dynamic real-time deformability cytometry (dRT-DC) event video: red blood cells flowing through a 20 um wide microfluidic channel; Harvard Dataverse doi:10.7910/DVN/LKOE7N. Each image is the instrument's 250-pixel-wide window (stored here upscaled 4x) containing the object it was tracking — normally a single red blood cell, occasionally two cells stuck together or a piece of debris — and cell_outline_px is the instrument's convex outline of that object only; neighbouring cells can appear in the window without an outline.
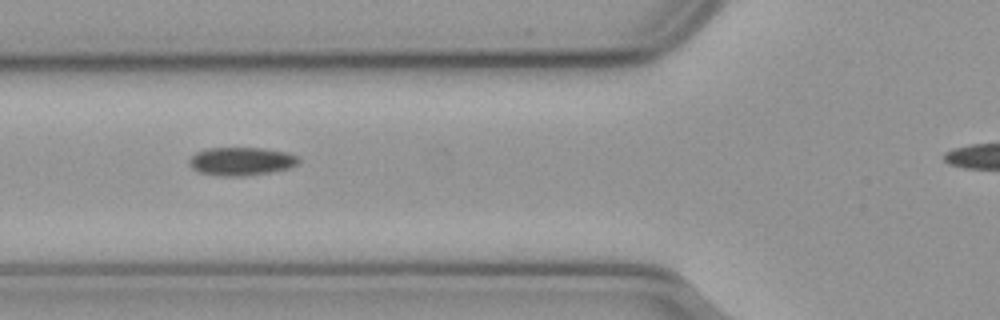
{"species": "common noctule bat (a hibernating species)", "species_latin": "Nyctalus noctula", "temperature_condition": "cold", "stored_images_in_passage": 23, "camera_frame_rate_fps": 3000, "um_per_image_px": 0.085, "animal": {"sex": "male", "body_mass_g": 23.1, "forearm_length_mm": 52.7}, "frame": {"image": 1, "passage_image": 4, "time_ms": 1.0, "image_size_px": [1000, 320], "cell_outline_px": [[300, 160], [296, 164], [288, 168], [268, 172], [244, 176], [220, 176], [200, 172], [192, 168], [188, 164], [188, 160], [196, 152], [204, 148], [264, 148], [288, 152], [296, 156]], "centroid_in_image_um": [20.47, 13.7], "position_along_channel_um": 105.3, "area_um2": 17.98}}